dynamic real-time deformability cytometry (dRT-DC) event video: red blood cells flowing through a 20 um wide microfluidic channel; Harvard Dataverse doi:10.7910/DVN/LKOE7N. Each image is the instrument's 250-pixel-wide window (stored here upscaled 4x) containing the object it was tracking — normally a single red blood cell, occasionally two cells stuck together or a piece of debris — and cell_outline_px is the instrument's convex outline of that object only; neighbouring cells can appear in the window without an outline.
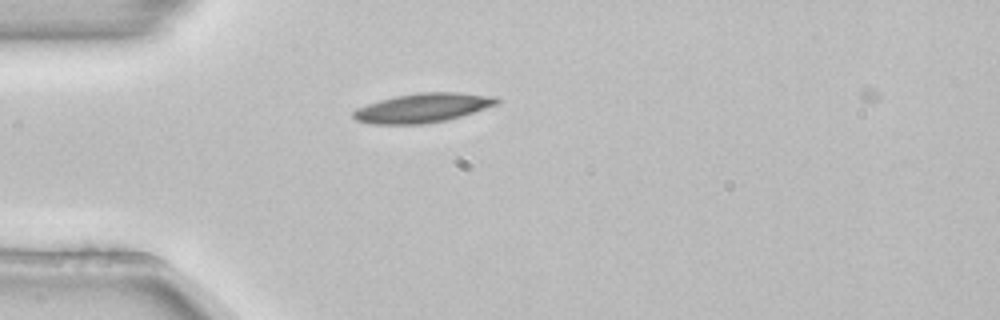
{"species": "common noctule bat (a hibernating species)", "species_latin": "Nyctalus noctula", "temperature_condition": "room temperature", "stored_images_in_passage": 2, "camera_frame_rate_fps": 3000, "um_per_image_px": 0.085, "animal": {"sex": "female", "body_mass_g": 22.7, "forearm_length_mm": 54.2}, "frame": {"image": 1, "passage_image": 1, "time_ms": 0.0, "image_size_px": [1000, 320], "cell_outline_px": [[500, 100], [496, 104], [448, 120], [424, 124], [372, 124], [356, 120], [352, 116], [352, 112], [356, 108], [380, 100], [396, 96], [420, 92], [456, 92], [496, 96]], "centroid_in_image_um": [35.91, 9.17], "position_along_channel_um": 49.1, "area_um2": 24.28}}